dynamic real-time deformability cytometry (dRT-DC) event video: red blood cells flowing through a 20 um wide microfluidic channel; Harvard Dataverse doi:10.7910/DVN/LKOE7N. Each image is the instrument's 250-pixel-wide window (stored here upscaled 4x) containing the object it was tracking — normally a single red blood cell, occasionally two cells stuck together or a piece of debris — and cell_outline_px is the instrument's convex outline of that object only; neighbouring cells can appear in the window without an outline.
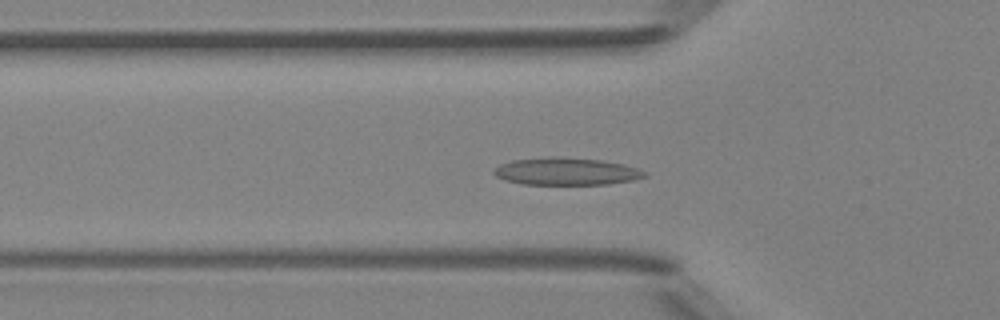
{"species": "Egyptian fruit bat (a non-hibernating species)", "species_latin": "Rousettus aegyptiacus", "temperature_condition": "room temperature", "stored_images_in_passage": 47, "camera_frame_rate_fps": 3000, "um_per_image_px": 0.085, "animal": {"sex": "female"}, "frame": {"image": 1, "passage_image": 13, "time_ms": 4.0, "image_size_px": [1000, 320], "cell_outline_px": [[648, 176], [636, 180], [608, 184], [524, 184], [504, 180], [496, 176], [492, 172], [492, 168], [500, 164], [512, 160], [552, 156], [560, 156], [600, 160], [624, 164], [648, 172]], "centroid_in_image_um": [48.14, 14.56], "position_along_channel_um": 77.7, "area_um2": 24.33}}
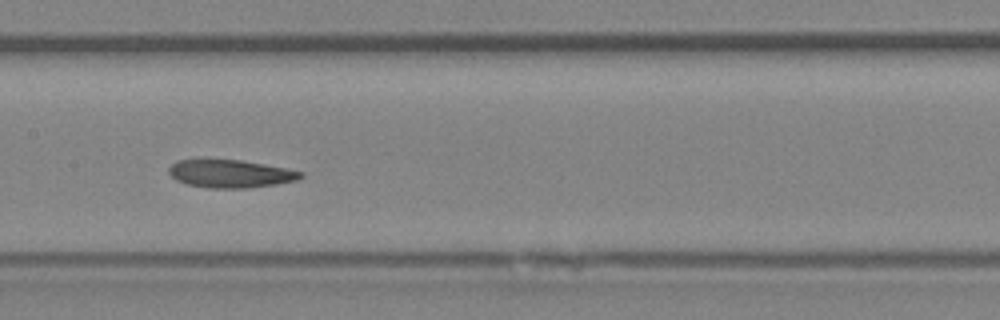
{"frame": {"image": 2, "passage_image": 21, "time_ms": 6.667, "image_size_px": [1000, 320], "cell_outline_px": [[304, 176], [296, 180], [276, 184], [248, 188], [208, 188], [188, 184], [176, 180], [168, 172], [168, 168], [176, 160], [196, 156], [240, 160], [264, 164], [304, 172]], "centroid_in_image_um": [19.49, 14.72], "position_along_channel_um": 187.9, "area_um2": 22.2}}
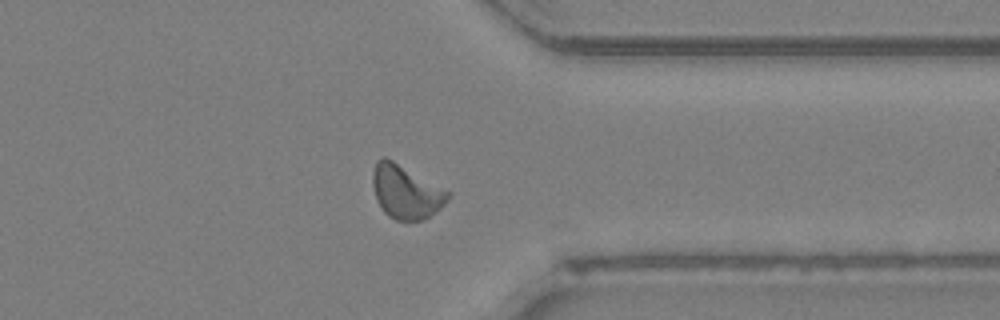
{"frame": {"image": 3, "passage_image": 35, "time_ms": 11.333, "image_size_px": [1000, 320], "cell_outline_px": [[452, 196], [440, 208], [424, 220], [396, 220], [388, 216], [384, 212], [376, 200], [372, 184], [372, 172], [376, 160], [380, 156], [384, 156], [392, 160], [452, 192]], "centroid_in_image_um": [34.5, 16.29], "position_along_channel_um": 376.9, "area_um2": 23.7}, "authors_computed_cell_mechanics": {"area_um2": 22.4264, "velocity_mm_per_s": 4.1423, "shape_relaxation_time_tau1_ms": 8.746, "shape_relaxation_time_tau2_ms": 2.3665, "deformation_change_tau1": 0.191, "deformation_change_tau2": 0.0908}}